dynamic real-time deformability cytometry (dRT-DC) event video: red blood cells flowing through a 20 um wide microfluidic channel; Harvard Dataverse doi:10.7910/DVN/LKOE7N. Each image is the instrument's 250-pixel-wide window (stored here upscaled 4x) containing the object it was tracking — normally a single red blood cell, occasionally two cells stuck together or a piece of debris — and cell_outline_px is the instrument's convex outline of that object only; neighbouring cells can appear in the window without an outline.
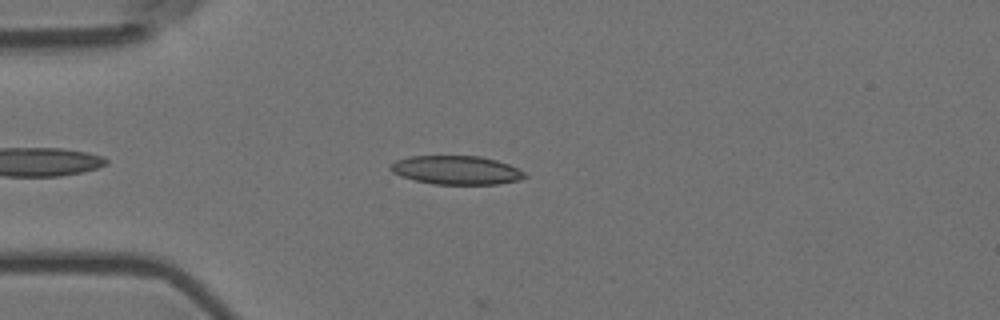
{"species": "Egyptian fruit bat (a non-hibernating species)", "species_latin": "Rousettus aegyptiacus", "temperature_condition": "room temperature", "stored_images_in_passage": 10, "camera_frame_rate_fps": 3000, "um_per_image_px": 0.085, "animal": {"sex": "female"}, "frame": {"image": 1, "passage_image": 8, "time_ms": 2.333, "image_size_px": [1000, 320], "cell_outline_px": [[528, 176], [520, 180], [496, 184], [432, 184], [400, 176], [392, 172], [388, 168], [388, 164], [396, 160], [412, 156], [480, 156], [496, 160], [508, 164], [524, 172]], "centroid_in_image_um": [38.76, 14.46], "position_along_channel_um": 46.2, "area_um2": 22.48}}